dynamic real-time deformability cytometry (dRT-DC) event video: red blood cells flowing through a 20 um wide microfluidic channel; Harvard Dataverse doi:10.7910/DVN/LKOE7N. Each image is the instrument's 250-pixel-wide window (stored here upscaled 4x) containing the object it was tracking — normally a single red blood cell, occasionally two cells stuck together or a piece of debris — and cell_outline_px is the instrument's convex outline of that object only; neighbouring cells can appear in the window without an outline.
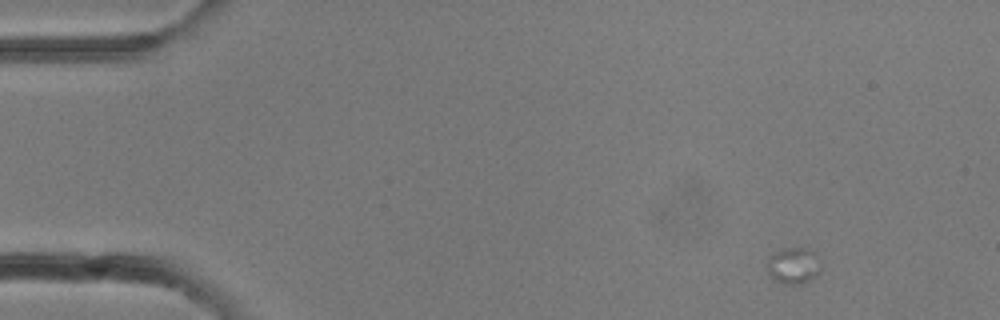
{"species": "common noctule bat (a hibernating species)", "species_latin": "Nyctalus noctula", "temperature_condition": "room temperature", "stored_images_in_passage": 7, "camera_frame_rate_fps": 3000, "um_per_image_px": 0.085, "animal": {"sex": "female"}, "frame": {"image": 1, "passage_image": 1, "time_ms": 0.0, "image_size_px": [1000, 320], "cell_outline_px": [[820, 268], [808, 280], [800, 284], [788, 284], [776, 280], [768, 272], [764, 264], [768, 256], [776, 252], [788, 248], [804, 248], [812, 252]], "centroid_in_image_um": [67.33, 22.57], "position_along_channel_um": 17.7, "area_um2": 10.81}}